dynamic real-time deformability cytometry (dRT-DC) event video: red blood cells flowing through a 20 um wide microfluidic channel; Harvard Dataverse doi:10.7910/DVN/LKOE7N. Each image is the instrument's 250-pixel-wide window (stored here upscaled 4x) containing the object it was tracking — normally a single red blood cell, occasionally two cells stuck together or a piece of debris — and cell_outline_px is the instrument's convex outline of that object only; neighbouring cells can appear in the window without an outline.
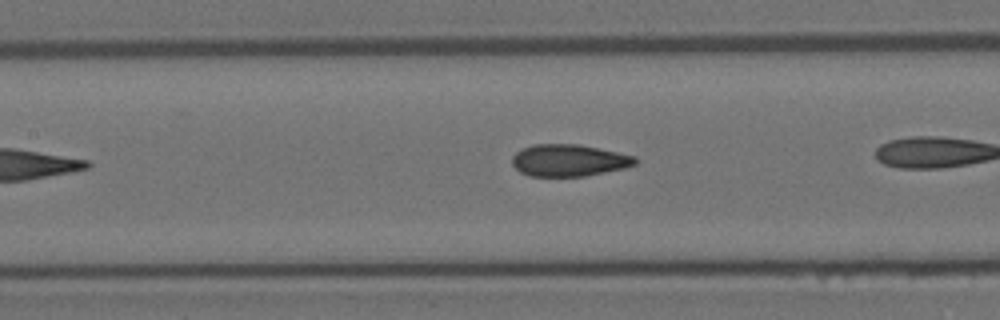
{"species": "Egyptian fruit bat (a non-hibernating species)", "species_latin": "Rousettus aegyptiacus", "temperature_condition": "room temperature", "stored_images_in_passage": 22, "camera_frame_rate_fps": 3000, "um_per_image_px": 0.085, "animal": {"sex": "female"}, "frame": {"image": 1, "passage_image": 7, "time_ms": 2.0, "image_size_px": [1000, 320], "cell_outline_px": [[636, 164], [624, 168], [584, 176], [528, 176], [520, 172], [512, 164], [512, 156], [516, 152], [532, 144], [580, 144], [636, 156]], "centroid_in_image_um": [48.34, 13.62], "position_along_channel_um": 159.1, "area_um2": 22.89}}